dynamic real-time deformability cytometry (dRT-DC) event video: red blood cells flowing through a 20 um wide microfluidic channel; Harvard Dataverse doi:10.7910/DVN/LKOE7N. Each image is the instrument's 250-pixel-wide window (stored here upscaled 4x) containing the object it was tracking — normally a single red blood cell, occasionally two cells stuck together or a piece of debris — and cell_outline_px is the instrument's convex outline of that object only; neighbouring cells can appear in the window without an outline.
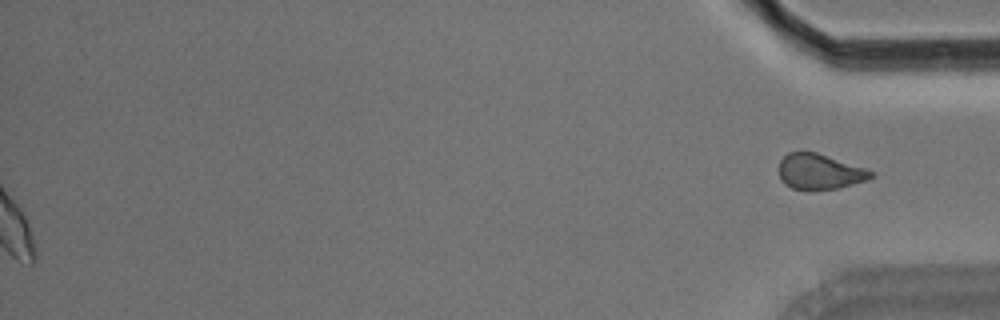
{"species": "Egyptian fruit bat (a non-hibernating species)", "species_latin": "Rousettus aegyptiacus", "temperature_condition": "room temperature", "stored_images_in_passage": 55, "segment_of_instrument_passage": [2, 2], "camera_frame_rate_fps": 3000, "um_per_image_px": 0.085, "animal": {"sex": "male"}, "frame": {"image": 1, "passage_image": 55, "time_ms": 18.0, "image_size_px": [1000, 320], "cell_outline_px": [[876, 172], [868, 180], [836, 188], [812, 192], [792, 188], [784, 184], [780, 180], [780, 160], [788, 152], [800, 148], [804, 148], [868, 168]], "centroid_in_image_um": [69.66, 14.56], "position_along_channel_um": 365.5, "area_um2": 19.94}}